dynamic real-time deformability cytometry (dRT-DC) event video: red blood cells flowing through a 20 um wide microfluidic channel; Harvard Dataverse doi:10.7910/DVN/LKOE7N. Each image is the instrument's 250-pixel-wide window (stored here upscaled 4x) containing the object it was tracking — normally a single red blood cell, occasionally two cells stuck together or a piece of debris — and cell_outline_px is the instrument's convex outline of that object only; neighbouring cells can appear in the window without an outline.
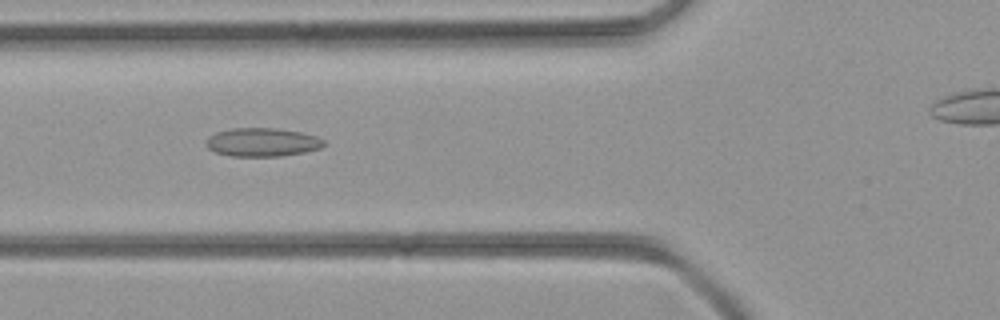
{"species": "common noctule bat (a hibernating species)", "species_latin": "Nyctalus noctula", "temperature_condition": "room temperature", "stored_images_in_passage": 26, "camera_frame_rate_fps": 3000, "um_per_image_px": 0.085, "animal": {"sex": "female", "body_mass_g": 21.9}, "frame": {"image": 1, "passage_image": 4, "time_ms": 1.0, "image_size_px": [1000, 320], "cell_outline_px": [[328, 144], [320, 148], [304, 152], [280, 156], [232, 156], [216, 152], [208, 148], [204, 144], [208, 136], [216, 132], [232, 128], [276, 128], [300, 132], [316, 136], [324, 140]], "centroid_in_image_um": [22.29, 12.08], "position_along_channel_um": 103.5, "area_um2": 19.65}}
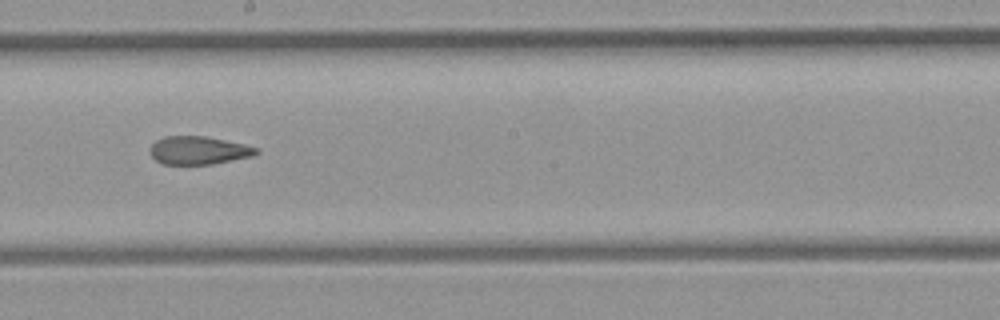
{"frame": {"image": 2, "passage_image": 12, "time_ms": 3.667, "image_size_px": [1000, 320], "cell_outline_px": [[260, 152], [252, 156], [212, 164], [164, 164], [156, 160], [148, 152], [152, 144], [156, 140], [164, 136], [204, 136], [244, 144], [260, 148]], "centroid_in_image_um": [16.88, 12.78], "position_along_channel_um": 231.3, "area_um2": 17.4}}
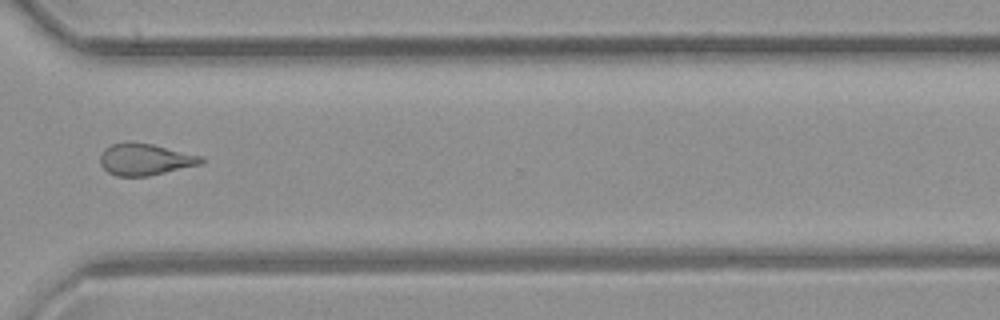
{"frame": {"image": 3, "passage_image": 20, "time_ms": 6.333, "image_size_px": [1000, 320], "cell_outline_px": [[204, 160], [200, 164], [148, 176], [116, 176], [108, 172], [100, 164], [100, 156], [104, 148], [112, 144], [152, 144], [204, 156]], "centroid_in_image_um": [12.34, 13.57], "position_along_channel_um": 358.3, "area_um2": 18.21}}